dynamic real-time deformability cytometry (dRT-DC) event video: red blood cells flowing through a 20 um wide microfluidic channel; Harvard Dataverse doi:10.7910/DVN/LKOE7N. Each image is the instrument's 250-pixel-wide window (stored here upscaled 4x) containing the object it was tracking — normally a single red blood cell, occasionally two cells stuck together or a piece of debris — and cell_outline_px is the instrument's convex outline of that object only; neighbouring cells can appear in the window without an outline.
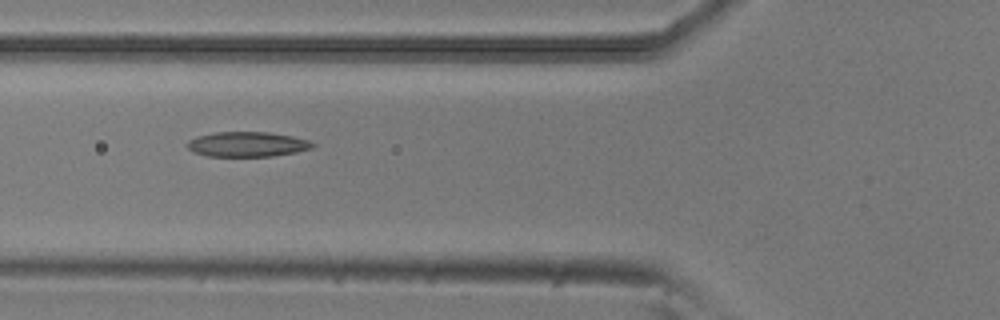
{"species": "common noctule bat (a hibernating species)", "species_latin": "Nyctalus noctula", "temperature_condition": "room temperature", "stored_images_in_passage": 7, "camera_frame_rate_fps": 3000, "um_per_image_px": 0.085, "animal": {"sex": "male", "body_mass_g": 20.5, "forearm_length_mm": 52.5}, "frame": {"image": 1, "passage_image": 5, "time_ms": 1.333, "image_size_px": [1000, 320], "cell_outline_px": [[316, 144], [312, 148], [296, 152], [272, 156], [208, 156], [192, 152], [184, 144], [188, 140], [196, 136], [216, 132], [268, 132], [292, 136], [308, 140]], "centroid_in_image_um": [20.98, 12.26], "position_along_channel_um": 104.8, "area_um2": 18.32}}
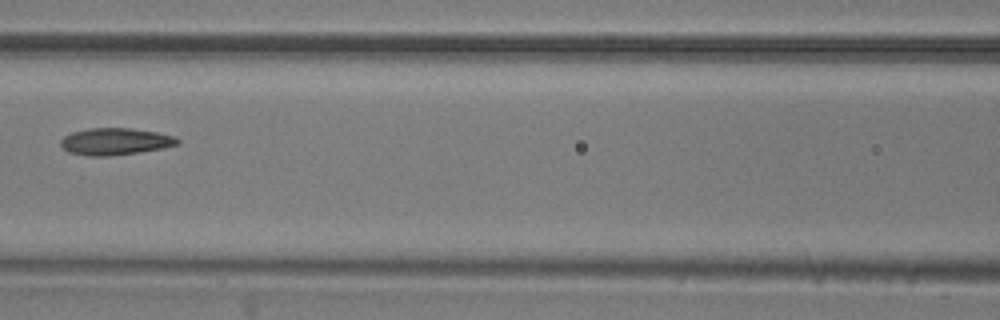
{"frame": {"image": 2, "passage_image": 6, "time_ms": 1.667, "image_size_px": [1000, 320], "cell_outline_px": [[180, 144], [160, 148], [112, 156], [88, 156], [68, 152], [60, 144], [60, 140], [64, 136], [72, 132], [88, 128], [128, 128], [156, 132], [176, 136], [180, 140]], "centroid_in_image_um": [9.78, 12.02], "position_along_channel_um": 156.8, "area_um2": 18.26}}
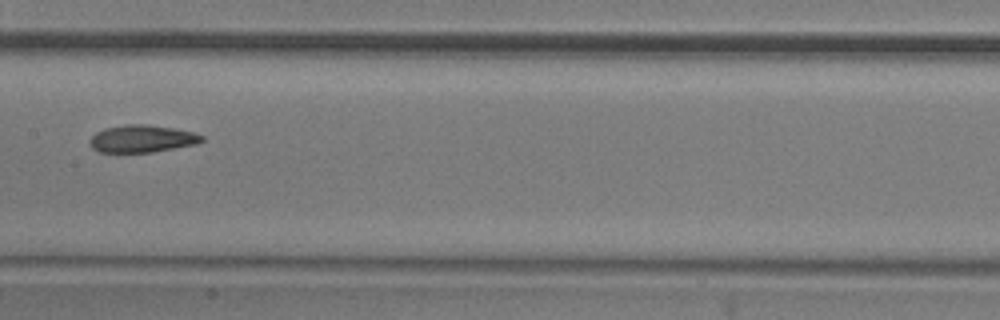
{"frame": {"image": 3, "passage_image": 7, "time_ms": 2.0, "image_size_px": [1000, 320], "cell_outline_px": [[204, 140], [196, 144], [152, 152], [100, 152], [92, 148], [88, 144], [88, 140], [96, 132], [104, 128], [124, 124], [148, 124], [176, 128], [192, 132], [204, 136]], "centroid_in_image_um": [12.05, 11.78], "position_along_channel_um": 195.4, "area_um2": 18.03}}